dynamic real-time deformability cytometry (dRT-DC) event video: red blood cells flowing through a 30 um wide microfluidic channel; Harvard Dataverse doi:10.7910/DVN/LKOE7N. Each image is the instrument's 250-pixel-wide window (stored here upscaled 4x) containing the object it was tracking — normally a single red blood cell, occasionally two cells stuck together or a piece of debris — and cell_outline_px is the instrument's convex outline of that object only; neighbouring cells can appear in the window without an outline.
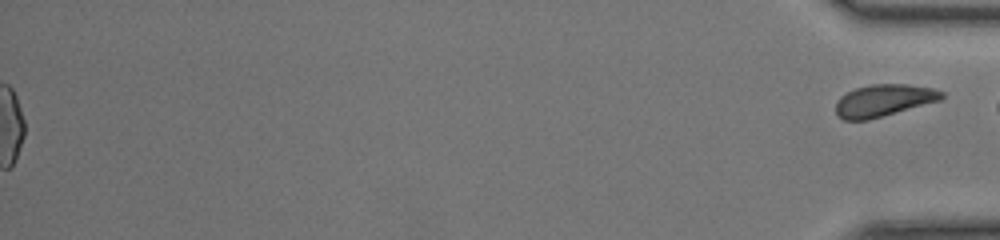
{"species": "common noctule bat (a hibernating species)", "species_latin": "Nyctalus noctula", "temperature_condition": "room temperature", "stored_images_in_passage": 50, "segment_of_instrument_passage": [2, 2], "camera_frame_rate_fps": 3000, "um_per_image_px": 0.085, "animal": {"sex": "female", "body_mass_g": 17.0, "forearm_length_mm": 48.0}, "frame": {"image": 1, "passage_image": 50, "time_ms": 16.333, "image_size_px": [1000, 240], "cell_outline_px": [[944, 96], [940, 100], [868, 120], [844, 120], [836, 116], [836, 100], [840, 96], [856, 88], [872, 84], [908, 84], [936, 88], [944, 92]], "centroid_in_image_um": [75.11, 8.53], "position_along_channel_um": 360.1, "area_um2": 19.83}}